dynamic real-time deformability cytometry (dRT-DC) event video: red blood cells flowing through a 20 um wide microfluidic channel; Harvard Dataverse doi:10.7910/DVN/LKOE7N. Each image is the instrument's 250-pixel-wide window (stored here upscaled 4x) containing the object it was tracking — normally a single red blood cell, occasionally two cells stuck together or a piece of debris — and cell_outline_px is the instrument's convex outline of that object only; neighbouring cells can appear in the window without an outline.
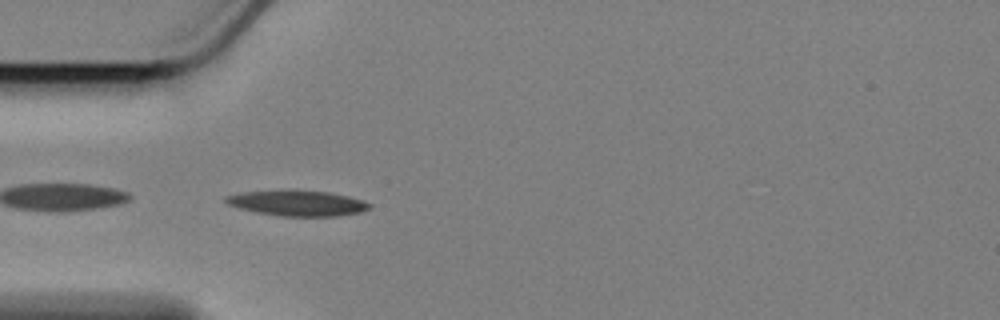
{"species": "Egyptian fruit bat (a non-hibernating species)", "species_latin": "Rousettus aegyptiacus", "temperature_condition": "cold", "stored_images_in_passage": 25, "camera_frame_rate_fps": 3000, "um_per_image_px": 0.085, "animal": {"sex": "female"}, "frame": {"image": 1, "passage_image": 1, "time_ms": 0.0, "image_size_px": [1000, 320], "cell_outline_px": [[372, 204], [368, 208], [360, 212], [336, 216], [280, 216], [240, 208], [228, 204], [224, 200], [224, 196], [240, 192], [288, 188], [292, 188], [328, 192], [348, 196]], "centroid_in_image_um": [25.22, 17.23], "position_along_channel_um": 59.8, "area_um2": 21.68}}
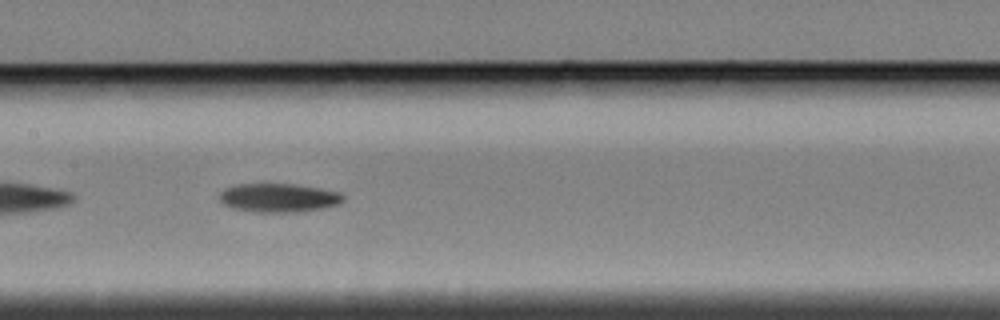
{"frame": {"image": 2, "passage_image": 12, "time_ms": 3.667, "image_size_px": [1000, 320], "cell_outline_px": [[344, 200], [340, 204], [320, 208], [296, 212], [256, 212], [232, 208], [224, 204], [220, 200], [220, 192], [224, 188], [236, 184], [296, 184], [320, 188], [340, 192], [344, 196]], "centroid_in_image_um": [23.68, 16.8], "position_along_channel_um": 183.7, "area_um2": 20.75}}
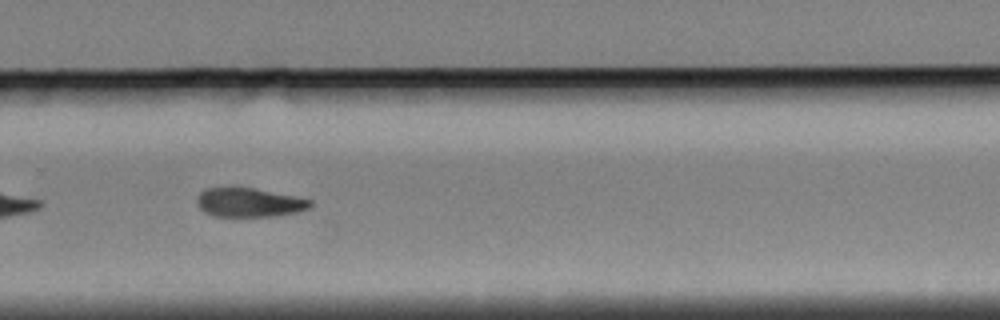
{"frame": {"image": 3, "passage_image": 23, "time_ms": 7.333, "image_size_px": [1000, 320], "cell_outline_px": [[312, 208], [300, 212], [276, 216], [212, 216], [204, 212], [200, 208], [196, 200], [200, 192], [204, 188], [252, 188], [312, 200]], "centroid_in_image_um": [21.19, 17.23], "position_along_channel_um": 308.6, "area_um2": 19.07}}